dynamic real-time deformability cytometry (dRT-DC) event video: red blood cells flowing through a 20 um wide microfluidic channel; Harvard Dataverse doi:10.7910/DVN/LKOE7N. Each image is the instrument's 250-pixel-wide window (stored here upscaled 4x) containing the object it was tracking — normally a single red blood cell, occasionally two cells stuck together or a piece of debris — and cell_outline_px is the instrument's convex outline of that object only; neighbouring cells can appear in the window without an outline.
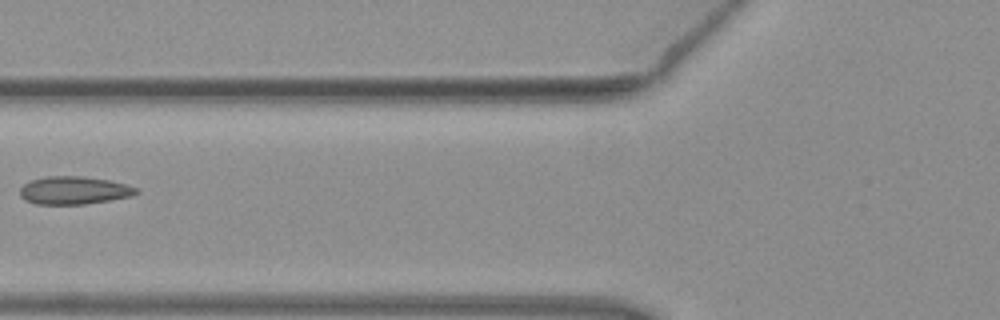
{"species": "common noctule bat (a hibernating species)", "species_latin": "Nyctalus noctula", "temperature_condition": "warm", "stored_images_in_passage": 7, "camera_frame_rate_fps": 3000, "um_per_image_px": 0.085, "animal": {"sex": "female", "body_mass_g": 19.3, "forearm_length_mm": 54.1}, "frame": {"image": 1, "passage_image": 6, "time_ms": 1.667, "image_size_px": [1000, 320], "cell_outline_px": [[140, 192], [132, 196], [84, 204], [36, 204], [24, 200], [20, 196], [20, 188], [24, 184], [32, 180], [48, 176], [80, 176], [108, 180], [140, 188]], "centroid_in_image_um": [6.29, 16.18], "position_along_channel_um": 119.5, "area_um2": 18.84}}
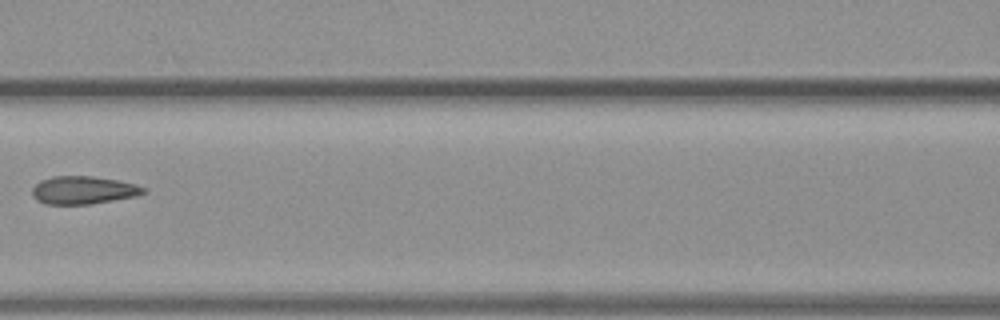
{"frame": {"image": 2, "passage_image": 7, "time_ms": 2.0, "image_size_px": [1000, 320], "cell_outline_px": [[148, 192], [136, 196], [92, 204], [48, 204], [36, 200], [32, 196], [32, 188], [40, 180], [52, 176], [92, 176], [116, 180], [136, 184], [148, 188]], "centroid_in_image_um": [7.1, 16.16], "position_along_channel_um": 159.5, "area_um2": 18.26}}